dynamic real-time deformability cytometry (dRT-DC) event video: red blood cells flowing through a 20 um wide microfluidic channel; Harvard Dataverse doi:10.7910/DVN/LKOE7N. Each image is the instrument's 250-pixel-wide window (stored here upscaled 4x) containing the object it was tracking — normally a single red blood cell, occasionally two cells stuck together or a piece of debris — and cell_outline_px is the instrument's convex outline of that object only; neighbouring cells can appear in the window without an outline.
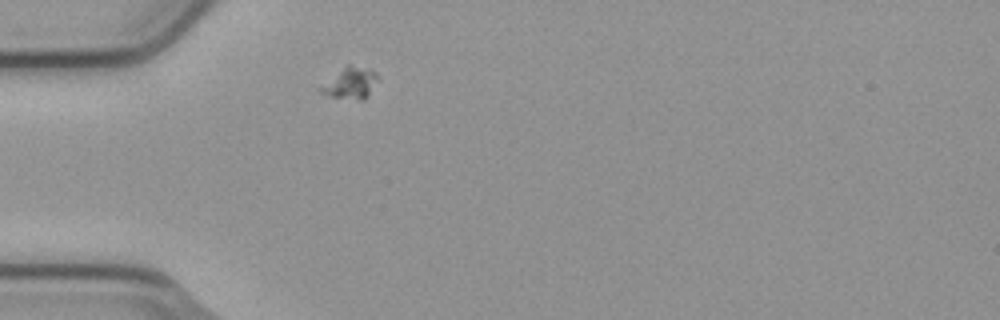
{"species": "common noctule bat (a hibernating species)", "species_latin": "Nyctalus noctula", "temperature_condition": "cold", "stored_images_in_passage": 1, "camera_frame_rate_fps": 3000, "um_per_image_px": 0.085, "animal": {"sex": "male", "body_mass_g": 23.1, "forearm_length_mm": 52.7}, "frame": {"image": 1, "passage_image": 1, "time_ms": 0.0, "image_size_px": [1000, 320], "cell_outline_px": [[380, 80], [368, 96], [364, 100], [360, 100], [328, 96], [320, 92], [316, 88], [348, 64], [352, 64], [372, 68], [380, 76]], "centroid_in_image_um": [29.84, 7.05], "position_along_channel_um": 55.2, "area_um2": 10.92}}